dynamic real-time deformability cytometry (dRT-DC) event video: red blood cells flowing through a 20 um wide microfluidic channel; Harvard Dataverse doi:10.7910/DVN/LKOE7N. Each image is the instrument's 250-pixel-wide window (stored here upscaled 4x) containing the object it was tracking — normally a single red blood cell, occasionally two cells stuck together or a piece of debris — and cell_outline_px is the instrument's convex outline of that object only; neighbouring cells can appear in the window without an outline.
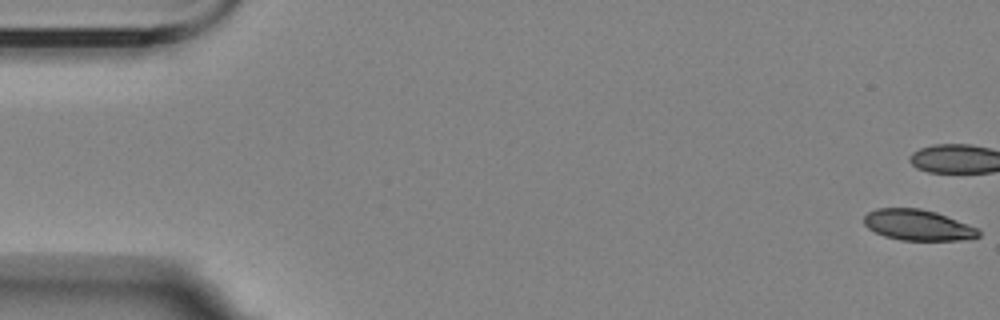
{"species": "Egyptian fruit bat (a non-hibernating species)", "species_latin": "Rousettus aegyptiacus", "temperature_condition": "room temperature", "stored_images_in_passage": 3, "camera_frame_rate_fps": 3000, "um_per_image_px": 0.085, "animal": {"sex": "female"}, "frame": {"image": 1, "passage_image": 1, "time_ms": 0.0, "image_size_px": [1000, 320], "cell_outline_px": [[980, 236], [960, 240], [900, 240], [884, 236], [868, 228], [864, 224], [864, 216], [868, 212], [876, 208], [920, 208], [936, 212], [980, 228]], "centroid_in_image_um": [78.03, 19.12], "position_along_channel_um": 7.0, "area_um2": 20.63}}